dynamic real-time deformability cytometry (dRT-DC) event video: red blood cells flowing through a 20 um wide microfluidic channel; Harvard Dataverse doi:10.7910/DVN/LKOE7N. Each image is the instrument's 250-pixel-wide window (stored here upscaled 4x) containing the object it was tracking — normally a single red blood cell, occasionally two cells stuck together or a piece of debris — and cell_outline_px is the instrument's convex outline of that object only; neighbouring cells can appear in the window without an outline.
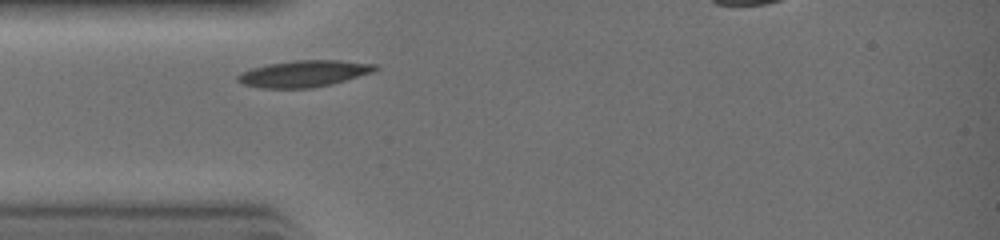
{"species": "common noctule bat (a hibernating species)", "species_latin": "Nyctalus noctula", "temperature_condition": "warm", "stored_images_in_passage": 19, "camera_frame_rate_fps": 3000, "um_per_image_px": 0.085, "animal": {"sex": "female", "body_mass_g": 19.0, "forearm_length_mm": 51.5}, "frame": {"image": 1, "passage_image": 1, "time_ms": 0.0, "image_size_px": [1000, 240], "cell_outline_px": [[380, 68], [372, 72], [332, 84], [312, 88], [260, 88], [244, 84], [236, 80], [236, 76], [240, 72], [252, 68], [268, 64], [296, 60], [340, 60], [380, 64]], "centroid_in_image_um": [25.85, 6.25], "position_along_channel_um": 59.1, "area_um2": 21.39}}
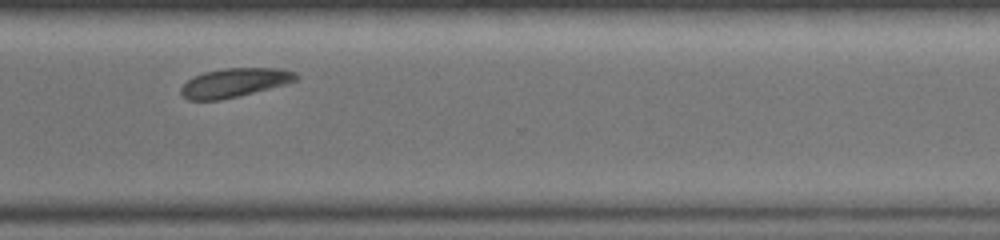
{"frame": {"image": 2, "passage_image": 16, "time_ms": 5.0, "image_size_px": [1000, 240], "cell_outline_px": [[300, 76], [296, 80], [288, 84], [220, 100], [188, 100], [180, 92], [180, 88], [188, 80], [204, 72], [224, 68], [284, 68], [296, 72]], "centroid_in_image_um": [19.99, 7.02], "position_along_channel_um": 350.6, "area_um2": 19.42}}
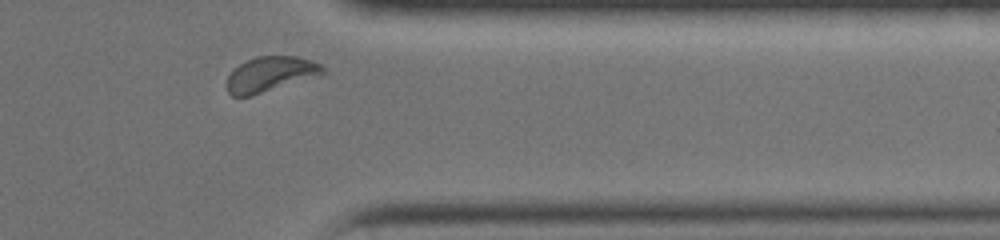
{"frame": {"image": 3, "passage_image": 18, "time_ms": 5.667, "image_size_px": [1000, 240], "cell_outline_px": [[324, 72], [320, 76], [252, 96], [232, 96], [228, 92], [224, 84], [228, 76], [240, 64], [256, 56], [296, 56], [312, 60], [320, 64], [324, 68]], "centroid_in_image_um": [22.98, 6.32], "position_along_channel_um": 388.4, "area_um2": 19.83}}